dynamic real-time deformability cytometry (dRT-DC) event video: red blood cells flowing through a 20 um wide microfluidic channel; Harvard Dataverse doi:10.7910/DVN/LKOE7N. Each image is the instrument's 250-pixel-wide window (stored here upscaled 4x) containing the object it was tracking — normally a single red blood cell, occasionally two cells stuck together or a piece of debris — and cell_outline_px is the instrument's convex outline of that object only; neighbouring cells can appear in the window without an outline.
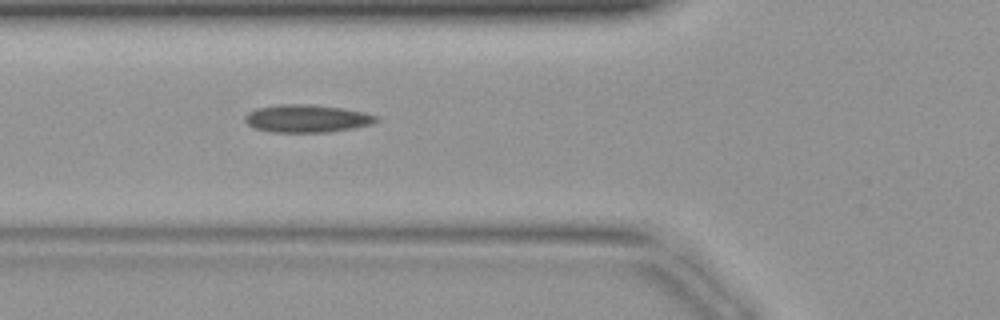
{"species": "common noctule bat (a hibernating species)", "species_latin": "Nyctalus noctula", "temperature_condition": "warm", "stored_images_in_passage": 40, "camera_frame_rate_fps": 3000, "um_per_image_px": 0.085, "animal": {"sex": "female", "body_mass_g": 19.9}, "frame": {"image": 1, "passage_image": 13, "time_ms": 4.0, "image_size_px": [1000, 320], "cell_outline_px": [[380, 120], [372, 124], [352, 128], [328, 132], [272, 132], [252, 128], [244, 120], [244, 116], [248, 112], [256, 108], [280, 104], [312, 104], [344, 108], [364, 112], [376, 116]], "centroid_in_image_um": [26.06, 10.07], "position_along_channel_um": 99.7, "area_um2": 21.39}}
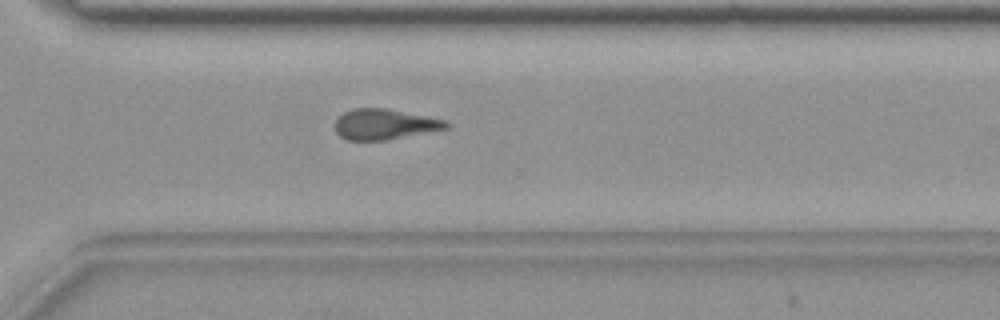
{"frame": {"image": 2, "passage_image": 28, "time_ms": 9.0, "image_size_px": [1000, 320], "cell_outline_px": [[452, 124], [448, 128], [384, 140], [348, 140], [340, 136], [336, 132], [336, 120], [344, 112], [352, 108], [384, 108], [428, 116], [448, 120]], "centroid_in_image_um": [32.72, 10.55], "position_along_channel_um": 337.9, "area_um2": 19.65}}
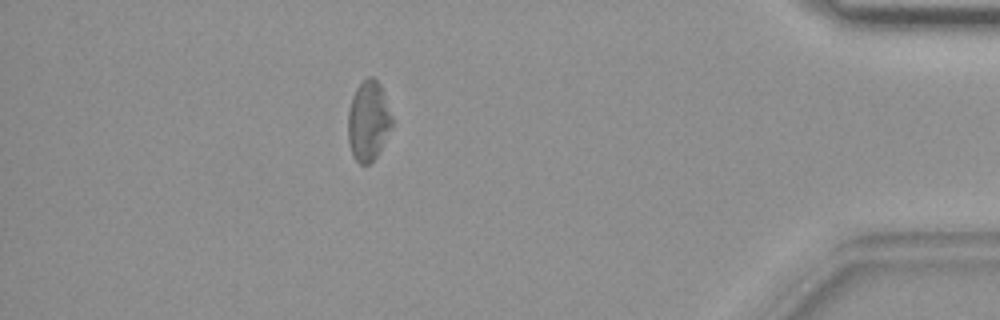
{"frame": {"image": 3, "passage_image": 35, "time_ms": 11.333, "image_size_px": [1000, 320], "cell_outline_px": [[392, 128], [376, 156], [368, 164], [360, 164], [352, 156], [348, 144], [348, 112], [352, 96], [356, 88], [368, 76], [372, 76], [380, 84], [392, 116]], "centroid_in_image_um": [31.29, 10.28], "position_along_channel_um": 403.9, "area_um2": 20.46}}